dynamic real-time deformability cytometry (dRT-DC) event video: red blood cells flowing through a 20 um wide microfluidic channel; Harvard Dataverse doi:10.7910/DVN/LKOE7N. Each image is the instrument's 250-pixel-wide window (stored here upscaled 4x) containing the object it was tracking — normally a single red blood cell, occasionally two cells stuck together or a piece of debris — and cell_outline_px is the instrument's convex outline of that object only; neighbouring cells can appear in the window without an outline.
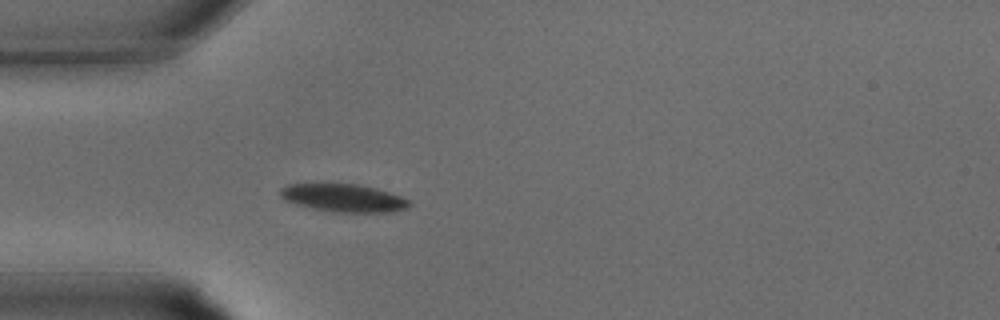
{"species": "common noctule bat (a hibernating species)", "species_latin": "Nyctalus noctula", "temperature_condition": "warm", "stored_images_in_passage": 25, "camera_frame_rate_fps": 3000, "um_per_image_px": 0.085, "animal": {"sex": "male", "body_mass_g": 15.6}, "frame": {"image": 1, "passage_image": 1, "time_ms": 0.0, "image_size_px": [1000, 320], "cell_outline_px": [[412, 204], [408, 208], [392, 212], [332, 212], [312, 208], [296, 204], [284, 200], [280, 196], [280, 188], [288, 184], [356, 184], [376, 188], [400, 196], [408, 200]], "centroid_in_image_um": [29.2, 16.83], "position_along_channel_um": 55.8, "area_um2": 20.92}}
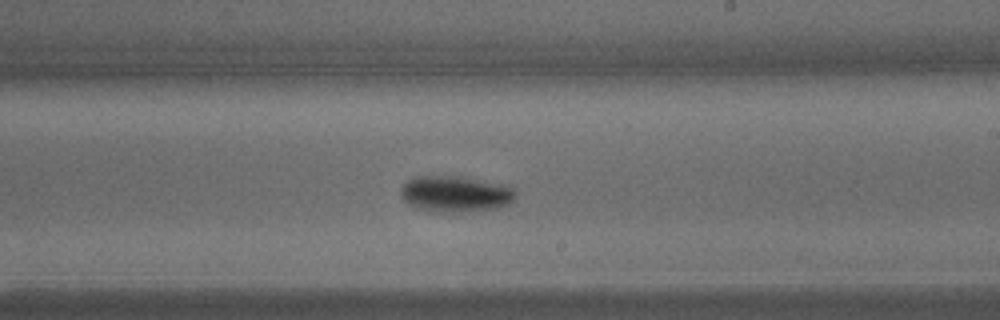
{"frame": {"image": 2, "passage_image": 11, "time_ms": 3.333, "image_size_px": [1000, 320], "cell_outline_px": [[516, 196], [508, 204], [496, 208], [468, 212], [440, 212], [416, 208], [408, 204], [400, 196], [400, 188], [408, 180], [416, 176], [464, 176], [512, 184], [516, 188]], "centroid_in_image_um": [38.78, 16.46], "position_along_channel_um": 250.2, "area_um2": 24.91}}
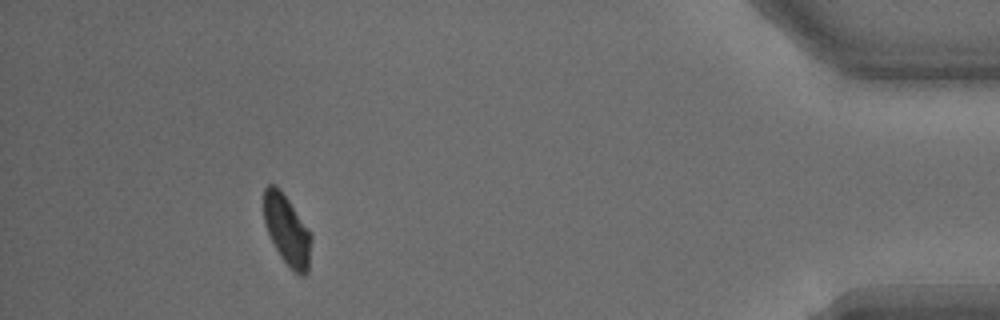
{"frame": {"image": 3, "passage_image": 22, "time_ms": 7.0, "image_size_px": [1000, 320], "cell_outline_px": [[312, 236], [308, 272], [304, 276], [300, 276], [280, 256], [264, 224], [264, 188], [268, 184], [276, 184], [280, 188]], "centroid_in_image_um": [24.38, 19.54], "position_along_channel_um": 410.8, "area_um2": 19.02}}